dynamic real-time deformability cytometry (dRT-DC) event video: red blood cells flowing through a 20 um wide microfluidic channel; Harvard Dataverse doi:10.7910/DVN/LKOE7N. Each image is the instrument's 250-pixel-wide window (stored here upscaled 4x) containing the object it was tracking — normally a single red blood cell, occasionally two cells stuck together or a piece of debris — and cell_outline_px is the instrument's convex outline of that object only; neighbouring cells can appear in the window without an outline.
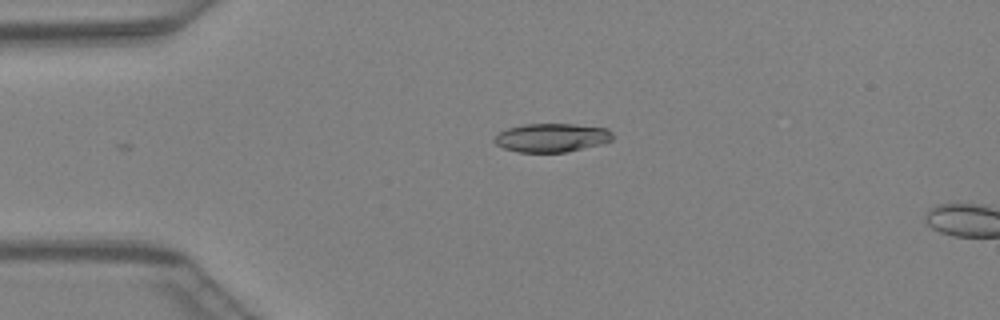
{"species": "Egyptian fruit bat (a non-hibernating species)", "species_latin": "Rousettus aegyptiacus", "temperature_condition": "warm", "stored_images_in_passage": 4, "camera_frame_rate_fps": 3000, "um_per_image_px": 0.085, "animal": {"sex": "female"}, "frame": {"image": 1, "passage_image": 1, "time_ms": 0.0, "image_size_px": [1000, 320], "cell_outline_px": [[616, 136], [612, 140], [600, 144], [564, 152], [516, 152], [504, 148], [496, 144], [492, 140], [500, 132], [508, 128], [524, 124], [576, 124], [608, 128]], "centroid_in_image_um": [46.92, 11.69], "position_along_channel_um": 38.1, "area_um2": 19.77}}